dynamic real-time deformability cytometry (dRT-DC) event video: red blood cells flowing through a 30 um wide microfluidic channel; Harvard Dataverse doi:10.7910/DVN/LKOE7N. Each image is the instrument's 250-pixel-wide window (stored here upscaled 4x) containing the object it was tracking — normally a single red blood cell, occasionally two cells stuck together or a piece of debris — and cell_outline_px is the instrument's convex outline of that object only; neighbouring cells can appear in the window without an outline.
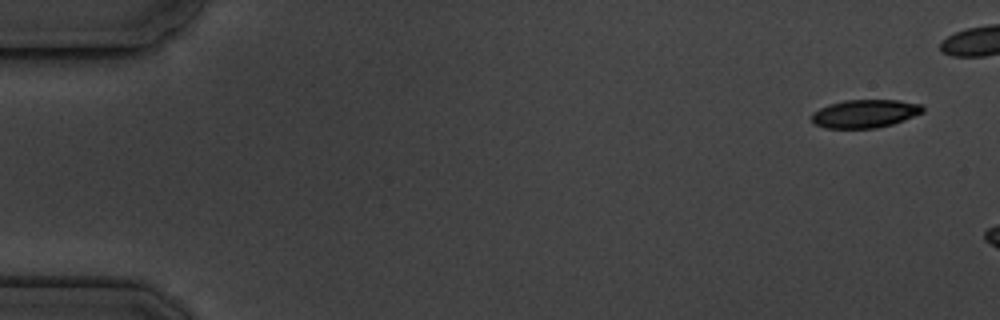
{"species": "common noctule bat (a hibernating species)", "species_latin": "Nyctalus noctula", "temperature_condition": "cold", "stored_images_in_passage": 3, "camera_frame_rate_fps": 3000, "um_per_image_px": 0.085, "animal": {"sex": "male", "body_mass_g": 19.5, "forearm_length_mm": 54.6}, "frame": {"image": 1, "passage_image": 1, "time_ms": 0.0, "image_size_px": [1000, 320], "cell_outline_px": [[924, 112], [904, 120], [892, 124], [876, 128], [824, 128], [816, 124], [812, 120], [812, 112], [828, 104], [844, 100], [900, 100], [920, 104], [924, 108]], "centroid_in_image_um": [73.52, 9.65], "position_along_channel_um": 11.5, "area_um2": 18.26}}